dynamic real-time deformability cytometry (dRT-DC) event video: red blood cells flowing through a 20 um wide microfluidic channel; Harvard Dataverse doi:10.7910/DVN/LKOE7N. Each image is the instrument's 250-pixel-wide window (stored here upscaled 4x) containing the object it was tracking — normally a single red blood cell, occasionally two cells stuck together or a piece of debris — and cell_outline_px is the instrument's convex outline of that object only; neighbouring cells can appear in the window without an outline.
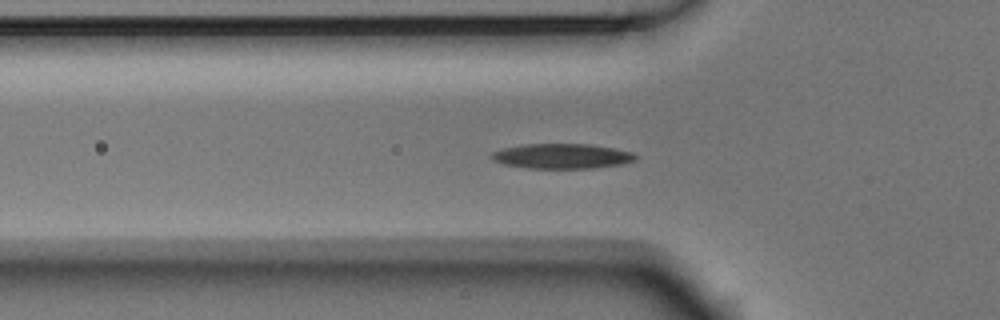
{"species": "Egyptian fruit bat (a non-hibernating species)", "species_latin": "Rousettus aegyptiacus", "temperature_condition": "room temperature", "stored_images_in_passage": 40, "camera_frame_rate_fps": 3000, "um_per_image_px": 0.085, "animal": {"sex": "male"}, "frame": {"image": 1, "passage_image": 3, "time_ms": 0.667, "image_size_px": [1000, 320], "cell_outline_px": [[640, 156], [636, 160], [624, 164], [592, 168], [528, 168], [504, 164], [492, 160], [488, 156], [492, 152], [504, 148], [524, 144], [588, 144], [612, 148], [632, 152]], "centroid_in_image_um": [47.78, 13.27], "position_along_channel_um": 78.0, "area_um2": 21.04}}
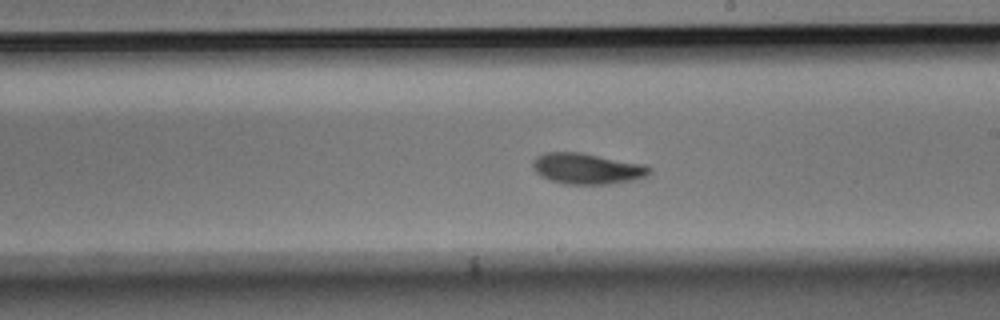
{"frame": {"image": 2, "passage_image": 16, "time_ms": 5.0, "image_size_px": [1000, 320], "cell_outline_px": [[652, 172], [648, 176], [632, 180], [608, 184], [564, 184], [548, 180], [540, 176], [532, 168], [532, 160], [536, 156], [544, 152], [580, 152], [644, 164], [652, 168]], "centroid_in_image_um": [49.88, 14.33], "position_along_channel_um": 239.1, "area_um2": 21.27}}
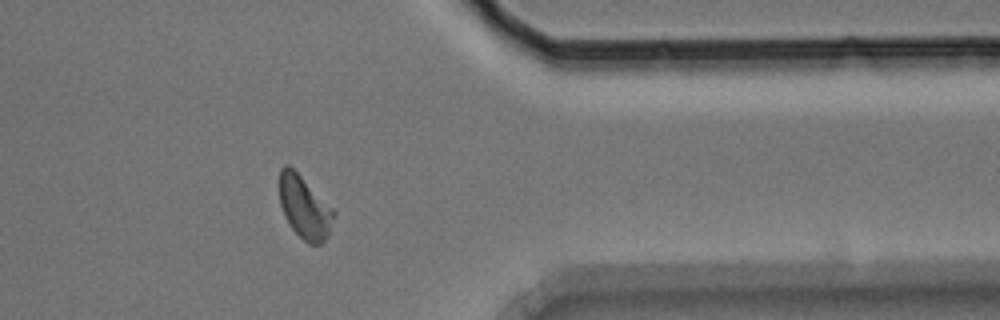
{"frame": {"image": 3, "passage_image": 29, "time_ms": 9.333, "image_size_px": [1000, 320], "cell_outline_px": [[336, 216], [328, 236], [320, 244], [308, 244], [288, 224], [284, 216], [280, 204], [280, 168], [284, 164], [288, 164], [336, 212]], "centroid_in_image_um": [25.89, 17.65], "position_along_channel_um": 385.5, "area_um2": 19.59}, "authors_computed_cell_mechanics": {"area_um2": 20.23, "velocity_mm_per_s": 3.6999, "shape_relaxation_time_tau1_ms": 2.4711, "shape_relaxation_time_tau2_ms": 3.7598, "deformation_change_tau1": 0.1282, "deformation_change_tau2": 0.0936}}